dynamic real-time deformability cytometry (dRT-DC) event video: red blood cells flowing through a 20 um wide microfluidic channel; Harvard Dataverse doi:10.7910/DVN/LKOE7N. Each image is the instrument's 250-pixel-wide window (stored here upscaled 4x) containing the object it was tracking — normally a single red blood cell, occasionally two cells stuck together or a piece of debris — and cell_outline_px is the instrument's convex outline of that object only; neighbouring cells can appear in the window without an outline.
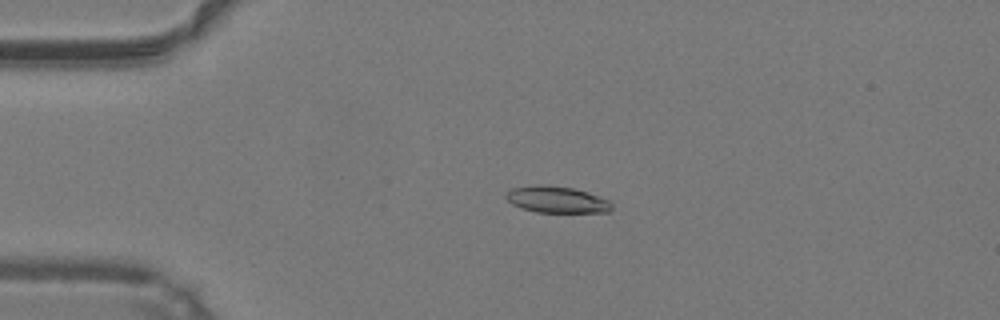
{"species": "common noctule bat (a hibernating species)", "species_latin": "Nyctalus noctula", "temperature_condition": "warm", "stored_images_in_passage": 48, "camera_frame_rate_fps": 3000, "um_per_image_px": 0.085, "animal": {"sex": "male", "body_mass_g": 19.2, "forearm_length_mm": 51.8}, "frame": {"image": 1, "passage_image": 11, "time_ms": 3.333, "image_size_px": [1000, 320], "cell_outline_px": [[612, 208], [608, 212], [536, 212], [520, 208], [512, 204], [504, 196], [512, 188], [536, 184], [572, 188], [588, 192], [608, 200], [612, 204]], "centroid_in_image_um": [47.3, 16.97], "position_along_channel_um": 37.7, "area_um2": 16.24}}
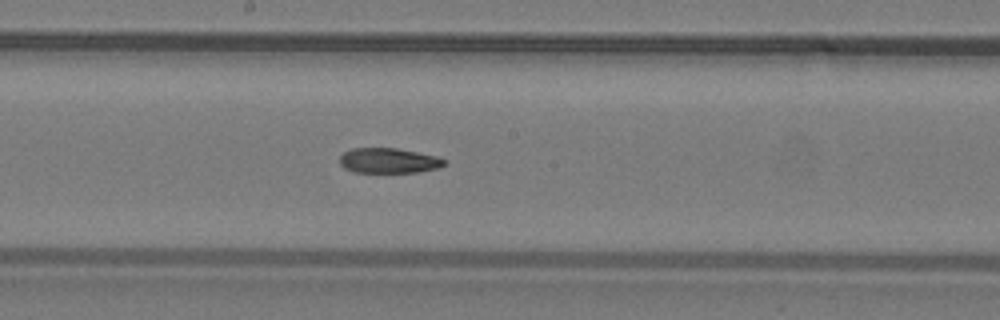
{"frame": {"image": 2, "passage_image": 26, "time_ms": 8.333, "image_size_px": [1000, 320], "cell_outline_px": [[448, 164], [440, 168], [416, 172], [352, 172], [344, 168], [340, 164], [340, 156], [344, 152], [352, 148], [396, 148], [436, 156], [448, 160]], "centroid_in_image_um": [33.07, 13.66], "position_along_channel_um": 215.1, "area_um2": 15.43}}
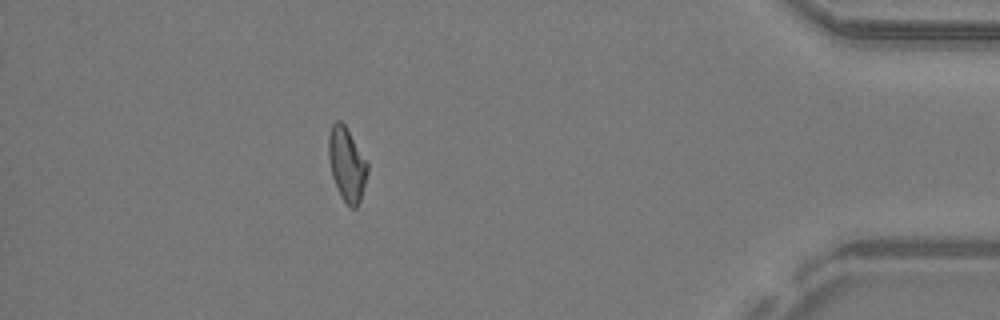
{"frame": {"image": 3, "passage_image": 43, "time_ms": 14.0, "image_size_px": [1000, 320], "cell_outline_px": [[368, 172], [360, 200], [356, 208], [352, 208], [340, 196], [332, 176], [328, 160], [328, 136], [332, 124], [336, 120], [340, 120], [344, 124], [368, 164]], "centroid_in_image_um": [29.46, 13.96], "position_along_channel_um": 405.7, "area_um2": 16.53}, "authors_computed_cell_mechanics": {"area_um2": 16.6175, "velocity_mm_per_s": 4.2537, "shape_relaxation_time_tau1_ms": null, "shape_relaxation_time_tau2_ms": 6.5414, "deformation_change_tau1": null, "deformation_change_tau2": 0.1491}}